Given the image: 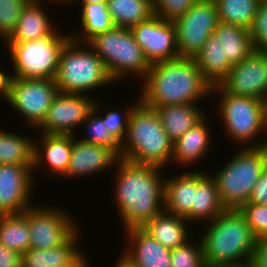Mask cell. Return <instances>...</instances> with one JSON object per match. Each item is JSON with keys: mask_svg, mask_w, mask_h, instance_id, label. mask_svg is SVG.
Instances as JSON below:
<instances>
[{"mask_svg": "<svg viewBox=\"0 0 267 267\" xmlns=\"http://www.w3.org/2000/svg\"><path fill=\"white\" fill-rule=\"evenodd\" d=\"M70 35L63 36L55 30L51 35L38 40L5 42L14 68V74H9L10 77L54 80L61 50L71 38Z\"/></svg>", "mask_w": 267, "mask_h": 267, "instance_id": "8", "label": "cell"}, {"mask_svg": "<svg viewBox=\"0 0 267 267\" xmlns=\"http://www.w3.org/2000/svg\"><path fill=\"white\" fill-rule=\"evenodd\" d=\"M79 234L78 229L58 247L43 250L30 248L22 254L21 267H62L69 264L82 251L77 245Z\"/></svg>", "mask_w": 267, "mask_h": 267, "instance_id": "27", "label": "cell"}, {"mask_svg": "<svg viewBox=\"0 0 267 267\" xmlns=\"http://www.w3.org/2000/svg\"><path fill=\"white\" fill-rule=\"evenodd\" d=\"M130 30L150 64L179 57L173 21L153 15L148 20L132 26Z\"/></svg>", "mask_w": 267, "mask_h": 267, "instance_id": "14", "label": "cell"}, {"mask_svg": "<svg viewBox=\"0 0 267 267\" xmlns=\"http://www.w3.org/2000/svg\"><path fill=\"white\" fill-rule=\"evenodd\" d=\"M179 57L194 58L219 23L214 0H198L173 21Z\"/></svg>", "mask_w": 267, "mask_h": 267, "instance_id": "11", "label": "cell"}, {"mask_svg": "<svg viewBox=\"0 0 267 267\" xmlns=\"http://www.w3.org/2000/svg\"><path fill=\"white\" fill-rule=\"evenodd\" d=\"M214 34L222 43L223 57L233 65L240 64L255 49L249 30L219 21Z\"/></svg>", "mask_w": 267, "mask_h": 267, "instance_id": "28", "label": "cell"}, {"mask_svg": "<svg viewBox=\"0 0 267 267\" xmlns=\"http://www.w3.org/2000/svg\"><path fill=\"white\" fill-rule=\"evenodd\" d=\"M261 0H214L219 21L250 30Z\"/></svg>", "mask_w": 267, "mask_h": 267, "instance_id": "33", "label": "cell"}, {"mask_svg": "<svg viewBox=\"0 0 267 267\" xmlns=\"http://www.w3.org/2000/svg\"><path fill=\"white\" fill-rule=\"evenodd\" d=\"M115 165L118 176L114 199L122 223L125 229L142 227L164 211V179L160 178L162 168L123 159Z\"/></svg>", "mask_w": 267, "mask_h": 267, "instance_id": "1", "label": "cell"}, {"mask_svg": "<svg viewBox=\"0 0 267 267\" xmlns=\"http://www.w3.org/2000/svg\"><path fill=\"white\" fill-rule=\"evenodd\" d=\"M33 206L23 212L28 221L31 249L43 250L63 245L79 229L75 219L63 208Z\"/></svg>", "mask_w": 267, "mask_h": 267, "instance_id": "12", "label": "cell"}, {"mask_svg": "<svg viewBox=\"0 0 267 267\" xmlns=\"http://www.w3.org/2000/svg\"><path fill=\"white\" fill-rule=\"evenodd\" d=\"M34 142L0 130V164L33 165Z\"/></svg>", "mask_w": 267, "mask_h": 267, "instance_id": "32", "label": "cell"}, {"mask_svg": "<svg viewBox=\"0 0 267 267\" xmlns=\"http://www.w3.org/2000/svg\"><path fill=\"white\" fill-rule=\"evenodd\" d=\"M205 120L204 117L173 143L172 162L191 166L207 154L211 137L207 127L208 122Z\"/></svg>", "mask_w": 267, "mask_h": 267, "instance_id": "24", "label": "cell"}, {"mask_svg": "<svg viewBox=\"0 0 267 267\" xmlns=\"http://www.w3.org/2000/svg\"><path fill=\"white\" fill-rule=\"evenodd\" d=\"M98 108L99 105L97 101H95L92 111L88 114L83 123V125L85 124L87 126L86 131L89 132V136L80 141L108 147L120 157L122 144L107 130L106 121H102L99 115L96 116Z\"/></svg>", "mask_w": 267, "mask_h": 267, "instance_id": "34", "label": "cell"}, {"mask_svg": "<svg viewBox=\"0 0 267 267\" xmlns=\"http://www.w3.org/2000/svg\"><path fill=\"white\" fill-rule=\"evenodd\" d=\"M80 16L83 27L82 35L81 33L70 35L77 42L86 43L93 36L115 26L108 12L107 3L82 4Z\"/></svg>", "mask_w": 267, "mask_h": 267, "instance_id": "31", "label": "cell"}, {"mask_svg": "<svg viewBox=\"0 0 267 267\" xmlns=\"http://www.w3.org/2000/svg\"><path fill=\"white\" fill-rule=\"evenodd\" d=\"M42 1L35 0L27 3L22 10L15 30L5 42L38 40L51 35L55 31V26L50 22L48 13L43 9L44 7H41L43 6ZM48 1L53 2V0Z\"/></svg>", "mask_w": 267, "mask_h": 267, "instance_id": "20", "label": "cell"}, {"mask_svg": "<svg viewBox=\"0 0 267 267\" xmlns=\"http://www.w3.org/2000/svg\"><path fill=\"white\" fill-rule=\"evenodd\" d=\"M252 143L253 146L242 148L213 176L225 209H238L248 202L253 186L267 166V139Z\"/></svg>", "mask_w": 267, "mask_h": 267, "instance_id": "5", "label": "cell"}, {"mask_svg": "<svg viewBox=\"0 0 267 267\" xmlns=\"http://www.w3.org/2000/svg\"><path fill=\"white\" fill-rule=\"evenodd\" d=\"M33 165L0 164V215L20 214L30 207Z\"/></svg>", "mask_w": 267, "mask_h": 267, "instance_id": "16", "label": "cell"}, {"mask_svg": "<svg viewBox=\"0 0 267 267\" xmlns=\"http://www.w3.org/2000/svg\"><path fill=\"white\" fill-rule=\"evenodd\" d=\"M94 103L95 99L87 94L59 92L38 127L43 129L41 134L75 135V129L85 122Z\"/></svg>", "mask_w": 267, "mask_h": 267, "instance_id": "13", "label": "cell"}, {"mask_svg": "<svg viewBox=\"0 0 267 267\" xmlns=\"http://www.w3.org/2000/svg\"><path fill=\"white\" fill-rule=\"evenodd\" d=\"M140 102V97L137 99V102L130 106V108H126L125 114L119 113L116 110H108V112L104 113L105 116H101L102 121H106L107 130L112 133V135L122 144L125 139L127 127L129 123V117L131 115L134 107ZM123 117V118H122Z\"/></svg>", "mask_w": 267, "mask_h": 267, "instance_id": "40", "label": "cell"}, {"mask_svg": "<svg viewBox=\"0 0 267 267\" xmlns=\"http://www.w3.org/2000/svg\"><path fill=\"white\" fill-rule=\"evenodd\" d=\"M40 143L42 146L38 147L34 142L33 169L45 161L52 175L65 176L72 153L73 135L42 134Z\"/></svg>", "mask_w": 267, "mask_h": 267, "instance_id": "19", "label": "cell"}, {"mask_svg": "<svg viewBox=\"0 0 267 267\" xmlns=\"http://www.w3.org/2000/svg\"><path fill=\"white\" fill-rule=\"evenodd\" d=\"M114 267H134L124 257H120Z\"/></svg>", "mask_w": 267, "mask_h": 267, "instance_id": "46", "label": "cell"}, {"mask_svg": "<svg viewBox=\"0 0 267 267\" xmlns=\"http://www.w3.org/2000/svg\"><path fill=\"white\" fill-rule=\"evenodd\" d=\"M203 78L213 87L219 85L228 75L232 65L223 57L222 43L215 34L210 35L202 49L194 56Z\"/></svg>", "mask_w": 267, "mask_h": 267, "instance_id": "25", "label": "cell"}, {"mask_svg": "<svg viewBox=\"0 0 267 267\" xmlns=\"http://www.w3.org/2000/svg\"><path fill=\"white\" fill-rule=\"evenodd\" d=\"M30 242L28 221L23 213L0 215V245L22 255L30 249Z\"/></svg>", "mask_w": 267, "mask_h": 267, "instance_id": "30", "label": "cell"}, {"mask_svg": "<svg viewBox=\"0 0 267 267\" xmlns=\"http://www.w3.org/2000/svg\"><path fill=\"white\" fill-rule=\"evenodd\" d=\"M249 32L254 49L267 52V0L260 1Z\"/></svg>", "mask_w": 267, "mask_h": 267, "instance_id": "39", "label": "cell"}, {"mask_svg": "<svg viewBox=\"0 0 267 267\" xmlns=\"http://www.w3.org/2000/svg\"><path fill=\"white\" fill-rule=\"evenodd\" d=\"M220 267H250V265L220 266Z\"/></svg>", "mask_w": 267, "mask_h": 267, "instance_id": "49", "label": "cell"}, {"mask_svg": "<svg viewBox=\"0 0 267 267\" xmlns=\"http://www.w3.org/2000/svg\"><path fill=\"white\" fill-rule=\"evenodd\" d=\"M22 255L0 245V267H21Z\"/></svg>", "mask_w": 267, "mask_h": 267, "instance_id": "43", "label": "cell"}, {"mask_svg": "<svg viewBox=\"0 0 267 267\" xmlns=\"http://www.w3.org/2000/svg\"><path fill=\"white\" fill-rule=\"evenodd\" d=\"M55 1H57L56 3H61V2H63V3H69L71 0H54V2Z\"/></svg>", "mask_w": 267, "mask_h": 267, "instance_id": "48", "label": "cell"}, {"mask_svg": "<svg viewBox=\"0 0 267 267\" xmlns=\"http://www.w3.org/2000/svg\"><path fill=\"white\" fill-rule=\"evenodd\" d=\"M247 203L267 205V166L257 183L253 186L252 193Z\"/></svg>", "mask_w": 267, "mask_h": 267, "instance_id": "41", "label": "cell"}, {"mask_svg": "<svg viewBox=\"0 0 267 267\" xmlns=\"http://www.w3.org/2000/svg\"><path fill=\"white\" fill-rule=\"evenodd\" d=\"M85 45L86 49H83ZM54 80L61 93L85 95L89 90L113 82L102 59L86 43L77 42L72 38L61 50Z\"/></svg>", "mask_w": 267, "mask_h": 267, "instance_id": "6", "label": "cell"}, {"mask_svg": "<svg viewBox=\"0 0 267 267\" xmlns=\"http://www.w3.org/2000/svg\"><path fill=\"white\" fill-rule=\"evenodd\" d=\"M214 92L221 94L218 113L228 136L234 142L247 145L258 134L264 131L267 134L266 101L228 93L220 85L211 88V94Z\"/></svg>", "mask_w": 267, "mask_h": 267, "instance_id": "9", "label": "cell"}, {"mask_svg": "<svg viewBox=\"0 0 267 267\" xmlns=\"http://www.w3.org/2000/svg\"><path fill=\"white\" fill-rule=\"evenodd\" d=\"M207 225L200 238L206 267L250 264L257 238L239 209H225Z\"/></svg>", "mask_w": 267, "mask_h": 267, "instance_id": "3", "label": "cell"}, {"mask_svg": "<svg viewBox=\"0 0 267 267\" xmlns=\"http://www.w3.org/2000/svg\"><path fill=\"white\" fill-rule=\"evenodd\" d=\"M129 248L124 257L134 267H171V250L152 238L141 227L126 229Z\"/></svg>", "mask_w": 267, "mask_h": 267, "instance_id": "17", "label": "cell"}, {"mask_svg": "<svg viewBox=\"0 0 267 267\" xmlns=\"http://www.w3.org/2000/svg\"><path fill=\"white\" fill-rule=\"evenodd\" d=\"M10 78L9 73L2 72L0 68V94L3 96V98L6 99L7 95V88H8V80Z\"/></svg>", "mask_w": 267, "mask_h": 267, "instance_id": "45", "label": "cell"}, {"mask_svg": "<svg viewBox=\"0 0 267 267\" xmlns=\"http://www.w3.org/2000/svg\"><path fill=\"white\" fill-rule=\"evenodd\" d=\"M142 85L140 101L152 109L197 103L211 95L212 88L203 78L194 58L187 57L151 64Z\"/></svg>", "mask_w": 267, "mask_h": 267, "instance_id": "2", "label": "cell"}, {"mask_svg": "<svg viewBox=\"0 0 267 267\" xmlns=\"http://www.w3.org/2000/svg\"><path fill=\"white\" fill-rule=\"evenodd\" d=\"M173 143L155 109L140 101L129 117L119 159L164 168L172 161Z\"/></svg>", "mask_w": 267, "mask_h": 267, "instance_id": "4", "label": "cell"}, {"mask_svg": "<svg viewBox=\"0 0 267 267\" xmlns=\"http://www.w3.org/2000/svg\"><path fill=\"white\" fill-rule=\"evenodd\" d=\"M196 170L164 180V211L186 217L192 208Z\"/></svg>", "mask_w": 267, "mask_h": 267, "instance_id": "23", "label": "cell"}, {"mask_svg": "<svg viewBox=\"0 0 267 267\" xmlns=\"http://www.w3.org/2000/svg\"><path fill=\"white\" fill-rule=\"evenodd\" d=\"M119 156L110 148L76 140L73 135V146L67 174L64 177H80L101 173L113 166ZM101 171V172H100Z\"/></svg>", "mask_w": 267, "mask_h": 267, "instance_id": "18", "label": "cell"}, {"mask_svg": "<svg viewBox=\"0 0 267 267\" xmlns=\"http://www.w3.org/2000/svg\"><path fill=\"white\" fill-rule=\"evenodd\" d=\"M58 93L55 80L10 77L5 100L28 124L38 128Z\"/></svg>", "mask_w": 267, "mask_h": 267, "instance_id": "10", "label": "cell"}, {"mask_svg": "<svg viewBox=\"0 0 267 267\" xmlns=\"http://www.w3.org/2000/svg\"><path fill=\"white\" fill-rule=\"evenodd\" d=\"M83 253L84 252L81 251L69 264L62 267H91L86 261L87 258Z\"/></svg>", "mask_w": 267, "mask_h": 267, "instance_id": "44", "label": "cell"}, {"mask_svg": "<svg viewBox=\"0 0 267 267\" xmlns=\"http://www.w3.org/2000/svg\"><path fill=\"white\" fill-rule=\"evenodd\" d=\"M107 9L115 26L128 29L154 15L152 0H108Z\"/></svg>", "mask_w": 267, "mask_h": 267, "instance_id": "29", "label": "cell"}, {"mask_svg": "<svg viewBox=\"0 0 267 267\" xmlns=\"http://www.w3.org/2000/svg\"><path fill=\"white\" fill-rule=\"evenodd\" d=\"M155 111L160 118L163 130L173 142L205 117V113H202L195 103L167 105L157 107Z\"/></svg>", "mask_w": 267, "mask_h": 267, "instance_id": "26", "label": "cell"}, {"mask_svg": "<svg viewBox=\"0 0 267 267\" xmlns=\"http://www.w3.org/2000/svg\"><path fill=\"white\" fill-rule=\"evenodd\" d=\"M253 235L258 239L267 236V205L245 203L239 208Z\"/></svg>", "mask_w": 267, "mask_h": 267, "instance_id": "37", "label": "cell"}, {"mask_svg": "<svg viewBox=\"0 0 267 267\" xmlns=\"http://www.w3.org/2000/svg\"><path fill=\"white\" fill-rule=\"evenodd\" d=\"M86 44L102 59L113 82L130 73L139 75L144 80L151 68L142 48L128 28L114 26L93 36Z\"/></svg>", "mask_w": 267, "mask_h": 267, "instance_id": "7", "label": "cell"}, {"mask_svg": "<svg viewBox=\"0 0 267 267\" xmlns=\"http://www.w3.org/2000/svg\"><path fill=\"white\" fill-rule=\"evenodd\" d=\"M250 267H267V236L256 240Z\"/></svg>", "mask_w": 267, "mask_h": 267, "instance_id": "42", "label": "cell"}, {"mask_svg": "<svg viewBox=\"0 0 267 267\" xmlns=\"http://www.w3.org/2000/svg\"><path fill=\"white\" fill-rule=\"evenodd\" d=\"M30 0H0V38L6 41L13 33L22 10Z\"/></svg>", "mask_w": 267, "mask_h": 267, "instance_id": "35", "label": "cell"}, {"mask_svg": "<svg viewBox=\"0 0 267 267\" xmlns=\"http://www.w3.org/2000/svg\"><path fill=\"white\" fill-rule=\"evenodd\" d=\"M194 246L187 241L171 250V267H206L201 239ZM192 245V246H191Z\"/></svg>", "mask_w": 267, "mask_h": 267, "instance_id": "36", "label": "cell"}, {"mask_svg": "<svg viewBox=\"0 0 267 267\" xmlns=\"http://www.w3.org/2000/svg\"><path fill=\"white\" fill-rule=\"evenodd\" d=\"M82 4H94V3H107L108 0H81ZM71 2H76L75 0H71L69 3L72 4Z\"/></svg>", "mask_w": 267, "mask_h": 267, "instance_id": "47", "label": "cell"}, {"mask_svg": "<svg viewBox=\"0 0 267 267\" xmlns=\"http://www.w3.org/2000/svg\"><path fill=\"white\" fill-rule=\"evenodd\" d=\"M187 223L189 222L184 217L162 211L141 228L164 247L172 250L189 241L192 236L187 230Z\"/></svg>", "mask_w": 267, "mask_h": 267, "instance_id": "22", "label": "cell"}, {"mask_svg": "<svg viewBox=\"0 0 267 267\" xmlns=\"http://www.w3.org/2000/svg\"><path fill=\"white\" fill-rule=\"evenodd\" d=\"M219 85L228 93L267 102V52L254 50L240 64L233 65Z\"/></svg>", "mask_w": 267, "mask_h": 267, "instance_id": "15", "label": "cell"}, {"mask_svg": "<svg viewBox=\"0 0 267 267\" xmlns=\"http://www.w3.org/2000/svg\"><path fill=\"white\" fill-rule=\"evenodd\" d=\"M204 173L196 170V189L192 208L185 217L189 223L191 221L198 223L199 220L210 222L225 210L221 204L214 178Z\"/></svg>", "mask_w": 267, "mask_h": 267, "instance_id": "21", "label": "cell"}, {"mask_svg": "<svg viewBox=\"0 0 267 267\" xmlns=\"http://www.w3.org/2000/svg\"><path fill=\"white\" fill-rule=\"evenodd\" d=\"M198 0H152L154 15L174 21L185 14Z\"/></svg>", "mask_w": 267, "mask_h": 267, "instance_id": "38", "label": "cell"}]
</instances>
